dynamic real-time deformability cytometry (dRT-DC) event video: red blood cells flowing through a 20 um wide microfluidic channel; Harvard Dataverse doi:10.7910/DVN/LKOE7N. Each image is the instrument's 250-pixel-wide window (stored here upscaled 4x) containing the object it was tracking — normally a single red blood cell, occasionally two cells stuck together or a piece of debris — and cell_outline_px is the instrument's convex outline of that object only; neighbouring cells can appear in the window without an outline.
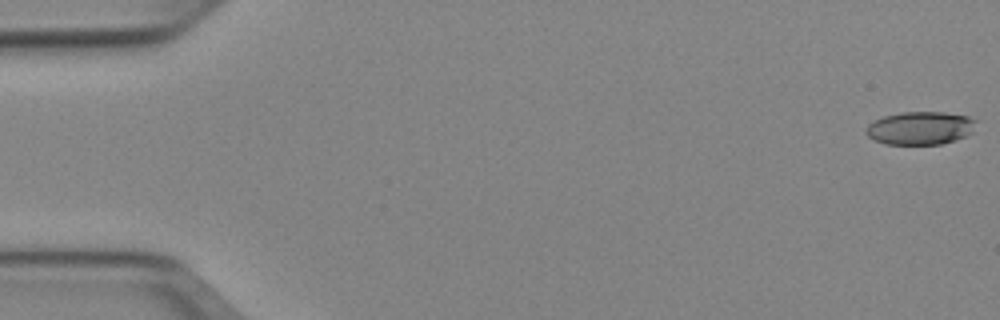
{"species": "Egyptian fruit bat (a non-hibernating species)", "species_latin": "Rousettus aegyptiacus", "temperature_condition": "cold", "stored_images_in_passage": 52, "camera_frame_rate_fps": 3000, "um_per_image_px": 0.085, "animal": {"sex": "female"}, "frame": {"image": 1, "passage_image": 1, "time_ms": 0.0, "image_size_px": [1000, 320], "cell_outline_px": [[976, 120], [972, 132], [968, 136], [956, 140], [940, 144], [884, 144], [872, 140], [864, 132], [868, 124], [884, 116], [900, 112], [944, 112], [968, 116]], "centroid_in_image_um": [78.21, 10.89], "position_along_channel_um": 6.8, "area_um2": 21.39}}
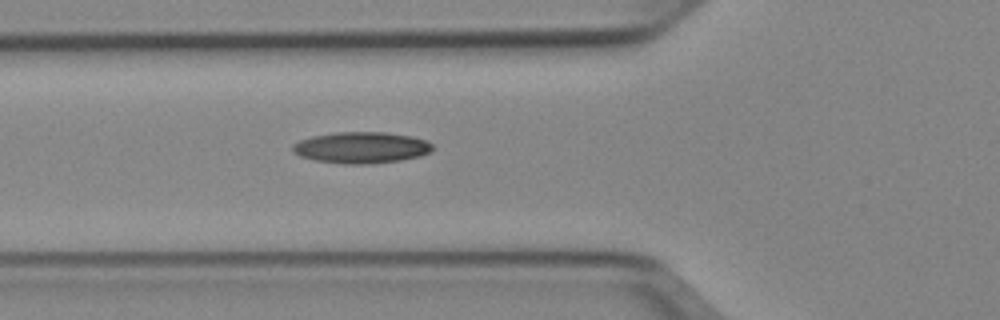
{"frame": {"image": 2, "passage_image": 19, "time_ms": 6.0, "image_size_px": [1000, 320], "cell_outline_px": [[432, 152], [420, 156], [400, 160], [372, 164], [344, 164], [316, 160], [300, 156], [292, 148], [292, 144], [300, 140], [312, 136], [336, 132], [384, 132], [412, 136], [428, 140], [432, 144]], "centroid_in_image_um": [30.75, 12.54], "position_along_channel_um": 95.0, "area_um2": 25.61}}
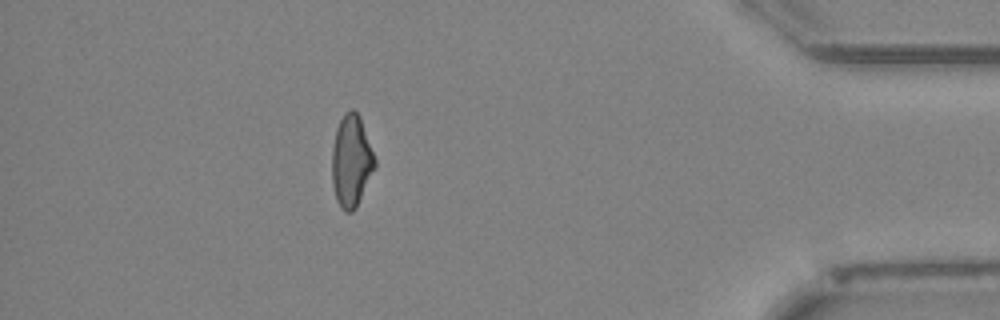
{"frame": {"image": 3, "passage_image": 46, "time_ms": 15.0, "image_size_px": [1000, 320], "cell_outline_px": [[376, 168], [356, 208], [352, 212], [344, 212], [340, 208], [336, 200], [332, 184], [332, 148], [336, 128], [344, 112], [352, 108], [360, 116], [376, 160]], "centroid_in_image_um": [29.86, 13.71], "position_along_channel_um": 405.3, "area_um2": 23.29}, "authors_computed_cell_mechanics": {"area_um2": 23.0044, "velocity_mm_per_s": 3.9568, "shape_relaxation_time_tau1_ms": 9.2257, "shape_relaxation_time_tau2_ms": 4.811, "deformation_change_tau1": 0.2197, "deformation_change_tau2": 0.1403}}